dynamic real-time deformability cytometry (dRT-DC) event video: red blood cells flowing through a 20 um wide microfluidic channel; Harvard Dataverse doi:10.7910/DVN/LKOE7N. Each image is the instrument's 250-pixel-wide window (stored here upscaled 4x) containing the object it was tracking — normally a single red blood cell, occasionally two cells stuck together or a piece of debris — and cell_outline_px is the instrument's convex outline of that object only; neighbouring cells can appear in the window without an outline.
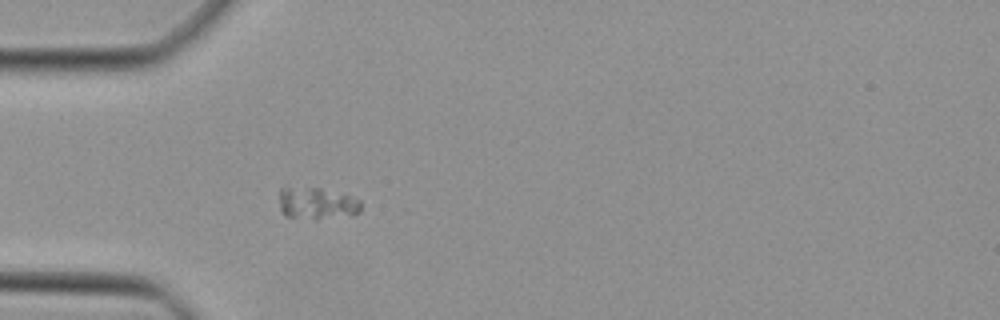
{"species": "Egyptian fruit bat (a non-hibernating species)", "species_latin": "Rousettus aegyptiacus", "temperature_condition": "cold", "stored_images_in_passage": 26, "camera_frame_rate_fps": 3000, "um_per_image_px": 0.085, "animal": {"sex": "female"}, "frame": {"image": 1, "passage_image": 1, "time_ms": 0.0, "image_size_px": [1000, 320], "cell_outline_px": [[360, 212], [352, 216], [316, 220], [284, 216], [280, 208], [280, 188], [320, 188], [348, 196], [360, 200]], "centroid_in_image_um": [26.94, 17.33], "position_along_channel_um": 58.1, "area_um2": 15.26}}
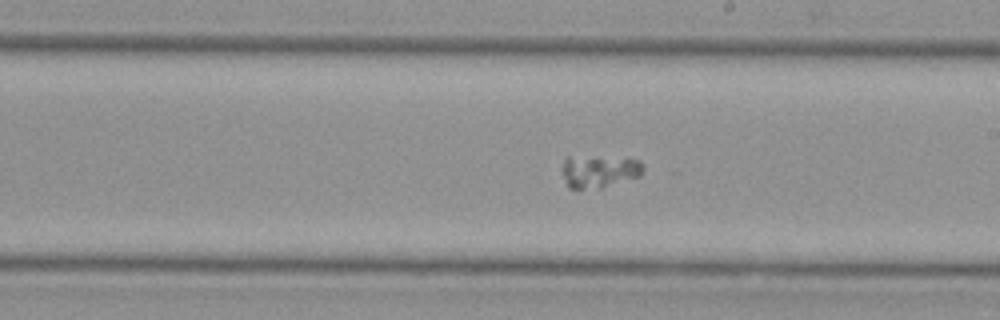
{"frame": {"image": 2, "passage_image": 14, "time_ms": 4.333, "image_size_px": [1000, 320], "cell_outline_px": [[644, 172], [640, 176], [600, 188], [568, 188], [564, 176], [564, 160], [568, 156], [640, 160], [644, 168]], "centroid_in_image_um": [50.96, 14.58], "position_along_channel_um": 238.0, "area_um2": 14.85}}
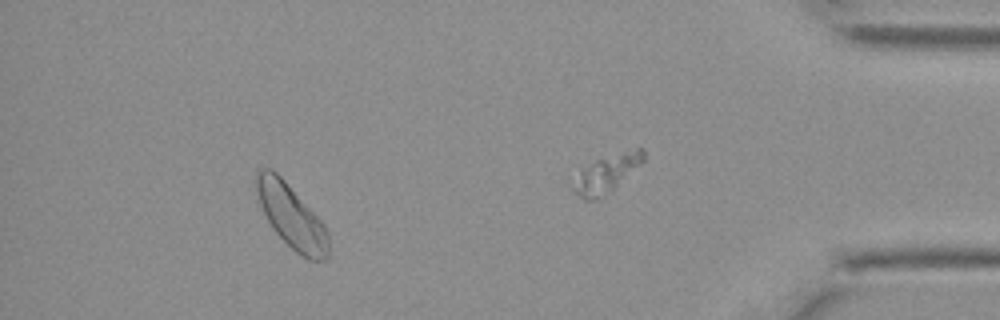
{"frame": {"image": 3, "passage_image": 25, "time_ms": 8.0, "image_size_px": [1000, 320], "cell_outline_px": [[328, 260], [308, 260], [300, 256], [272, 228], [256, 196], [256, 168], [272, 168], [284, 180], [324, 224], [328, 232]], "centroid_in_image_um": [24.76, 18.38], "position_along_channel_um": 410.4, "area_um2": 26.47}}